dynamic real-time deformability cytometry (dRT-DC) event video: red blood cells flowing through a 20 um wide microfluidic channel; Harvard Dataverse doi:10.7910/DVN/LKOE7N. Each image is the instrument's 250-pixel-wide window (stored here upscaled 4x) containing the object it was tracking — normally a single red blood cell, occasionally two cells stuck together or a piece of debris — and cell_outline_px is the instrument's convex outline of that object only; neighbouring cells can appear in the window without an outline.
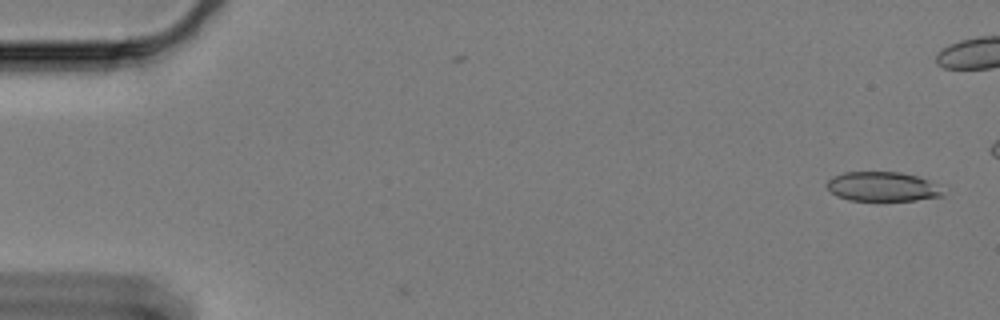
{"species": "Egyptian fruit bat (a non-hibernating species)", "species_latin": "Rousettus aegyptiacus", "temperature_condition": "cold", "stored_images_in_passage": 4, "camera_frame_rate_fps": 3000, "um_per_image_px": 0.085, "animal": {"sex": "female"}, "frame": {"image": 1, "passage_image": 2, "time_ms": 0.333, "image_size_px": [1000, 320], "cell_outline_px": [[944, 196], [916, 200], [848, 200], [836, 196], [824, 184], [832, 176], [844, 172], [900, 172], [916, 176], [928, 180]], "centroid_in_image_um": [74.9, 15.86], "position_along_channel_um": 10.1, "area_um2": 19.59}}